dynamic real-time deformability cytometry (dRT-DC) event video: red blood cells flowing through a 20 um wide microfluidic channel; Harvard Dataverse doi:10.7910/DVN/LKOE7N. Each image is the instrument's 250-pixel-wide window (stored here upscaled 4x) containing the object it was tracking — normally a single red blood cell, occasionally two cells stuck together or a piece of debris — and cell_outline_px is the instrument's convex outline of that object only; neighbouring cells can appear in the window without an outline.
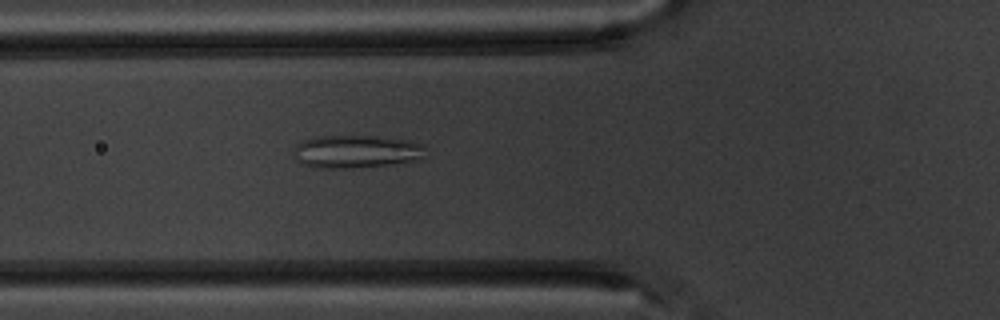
{"species": "common noctule bat (a hibernating species)", "species_latin": "Nyctalus noctula", "temperature_condition": "warm", "stored_images_in_passage": 5, "camera_frame_rate_fps": 3000, "um_per_image_px": 0.085, "animal": {"sex": "male", "body_mass_g": 20.1, "forearm_length_mm": 53.5}, "frame": {"image": 1, "passage_image": 5, "time_ms": 5.333, "image_size_px": [1000, 320], "cell_outline_px": [[424, 144], [420, 160], [388, 164], [348, 168], [312, 168], [296, 160], [296, 144], [300, 140], [316, 136], [376, 136], [408, 140]], "centroid_in_image_um": [30.24, 12.87], "position_along_channel_um": 95.6, "area_um2": 25.14}}